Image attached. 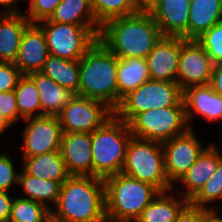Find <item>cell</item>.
Returning a JSON list of instances; mask_svg holds the SVG:
<instances>
[{
    "label": "cell",
    "mask_w": 222,
    "mask_h": 222,
    "mask_svg": "<svg viewBox=\"0 0 222 222\" xmlns=\"http://www.w3.org/2000/svg\"><path fill=\"white\" fill-rule=\"evenodd\" d=\"M162 37L152 14L142 9L107 21L98 39L118 58H146Z\"/></svg>",
    "instance_id": "obj_1"
},
{
    "label": "cell",
    "mask_w": 222,
    "mask_h": 222,
    "mask_svg": "<svg viewBox=\"0 0 222 222\" xmlns=\"http://www.w3.org/2000/svg\"><path fill=\"white\" fill-rule=\"evenodd\" d=\"M54 207L51 220L55 222H107L104 179L70 175Z\"/></svg>",
    "instance_id": "obj_2"
},
{
    "label": "cell",
    "mask_w": 222,
    "mask_h": 222,
    "mask_svg": "<svg viewBox=\"0 0 222 222\" xmlns=\"http://www.w3.org/2000/svg\"><path fill=\"white\" fill-rule=\"evenodd\" d=\"M79 70V96L102 101L114 111L118 107V57L97 39L79 59Z\"/></svg>",
    "instance_id": "obj_3"
},
{
    "label": "cell",
    "mask_w": 222,
    "mask_h": 222,
    "mask_svg": "<svg viewBox=\"0 0 222 222\" xmlns=\"http://www.w3.org/2000/svg\"><path fill=\"white\" fill-rule=\"evenodd\" d=\"M107 222H135L160 193L154 186L118 173L104 179Z\"/></svg>",
    "instance_id": "obj_4"
},
{
    "label": "cell",
    "mask_w": 222,
    "mask_h": 222,
    "mask_svg": "<svg viewBox=\"0 0 222 222\" xmlns=\"http://www.w3.org/2000/svg\"><path fill=\"white\" fill-rule=\"evenodd\" d=\"M132 136L129 124L115 115L91 133L93 176L105 179L121 172Z\"/></svg>",
    "instance_id": "obj_5"
},
{
    "label": "cell",
    "mask_w": 222,
    "mask_h": 222,
    "mask_svg": "<svg viewBox=\"0 0 222 222\" xmlns=\"http://www.w3.org/2000/svg\"><path fill=\"white\" fill-rule=\"evenodd\" d=\"M121 173L154 186L159 192L172 190L165 173L161 143L131 137Z\"/></svg>",
    "instance_id": "obj_6"
},
{
    "label": "cell",
    "mask_w": 222,
    "mask_h": 222,
    "mask_svg": "<svg viewBox=\"0 0 222 222\" xmlns=\"http://www.w3.org/2000/svg\"><path fill=\"white\" fill-rule=\"evenodd\" d=\"M183 98L177 82L148 80L121 99L114 115L130 123L138 114L176 105Z\"/></svg>",
    "instance_id": "obj_7"
},
{
    "label": "cell",
    "mask_w": 222,
    "mask_h": 222,
    "mask_svg": "<svg viewBox=\"0 0 222 222\" xmlns=\"http://www.w3.org/2000/svg\"><path fill=\"white\" fill-rule=\"evenodd\" d=\"M129 127L133 137L158 143L186 132L187 123L183 98L174 106L147 110L138 114Z\"/></svg>",
    "instance_id": "obj_8"
},
{
    "label": "cell",
    "mask_w": 222,
    "mask_h": 222,
    "mask_svg": "<svg viewBox=\"0 0 222 222\" xmlns=\"http://www.w3.org/2000/svg\"><path fill=\"white\" fill-rule=\"evenodd\" d=\"M43 30L49 54L69 60H79L98 39L101 28L51 22L37 23Z\"/></svg>",
    "instance_id": "obj_9"
},
{
    "label": "cell",
    "mask_w": 222,
    "mask_h": 222,
    "mask_svg": "<svg viewBox=\"0 0 222 222\" xmlns=\"http://www.w3.org/2000/svg\"><path fill=\"white\" fill-rule=\"evenodd\" d=\"M113 115L104 102L75 95L57 118L63 133H92Z\"/></svg>",
    "instance_id": "obj_10"
},
{
    "label": "cell",
    "mask_w": 222,
    "mask_h": 222,
    "mask_svg": "<svg viewBox=\"0 0 222 222\" xmlns=\"http://www.w3.org/2000/svg\"><path fill=\"white\" fill-rule=\"evenodd\" d=\"M197 137L194 129L189 128L183 134L161 143L165 173L172 186L179 182L208 146L203 147V143Z\"/></svg>",
    "instance_id": "obj_11"
},
{
    "label": "cell",
    "mask_w": 222,
    "mask_h": 222,
    "mask_svg": "<svg viewBox=\"0 0 222 222\" xmlns=\"http://www.w3.org/2000/svg\"><path fill=\"white\" fill-rule=\"evenodd\" d=\"M26 126L22 133V156H37L60 151L62 127L57 116H37L23 120Z\"/></svg>",
    "instance_id": "obj_12"
},
{
    "label": "cell",
    "mask_w": 222,
    "mask_h": 222,
    "mask_svg": "<svg viewBox=\"0 0 222 222\" xmlns=\"http://www.w3.org/2000/svg\"><path fill=\"white\" fill-rule=\"evenodd\" d=\"M213 62L197 40L180 37V57L177 83L181 90L198 85L210 84Z\"/></svg>",
    "instance_id": "obj_13"
},
{
    "label": "cell",
    "mask_w": 222,
    "mask_h": 222,
    "mask_svg": "<svg viewBox=\"0 0 222 222\" xmlns=\"http://www.w3.org/2000/svg\"><path fill=\"white\" fill-rule=\"evenodd\" d=\"M190 0H156L147 10L163 36L188 40Z\"/></svg>",
    "instance_id": "obj_14"
},
{
    "label": "cell",
    "mask_w": 222,
    "mask_h": 222,
    "mask_svg": "<svg viewBox=\"0 0 222 222\" xmlns=\"http://www.w3.org/2000/svg\"><path fill=\"white\" fill-rule=\"evenodd\" d=\"M180 37L163 36L146 57L151 80L177 82Z\"/></svg>",
    "instance_id": "obj_15"
},
{
    "label": "cell",
    "mask_w": 222,
    "mask_h": 222,
    "mask_svg": "<svg viewBox=\"0 0 222 222\" xmlns=\"http://www.w3.org/2000/svg\"><path fill=\"white\" fill-rule=\"evenodd\" d=\"M60 153L70 175L93 176L91 133H63Z\"/></svg>",
    "instance_id": "obj_16"
},
{
    "label": "cell",
    "mask_w": 222,
    "mask_h": 222,
    "mask_svg": "<svg viewBox=\"0 0 222 222\" xmlns=\"http://www.w3.org/2000/svg\"><path fill=\"white\" fill-rule=\"evenodd\" d=\"M49 56L45 34L37 23H30L23 32L16 67L22 75L40 72Z\"/></svg>",
    "instance_id": "obj_17"
},
{
    "label": "cell",
    "mask_w": 222,
    "mask_h": 222,
    "mask_svg": "<svg viewBox=\"0 0 222 222\" xmlns=\"http://www.w3.org/2000/svg\"><path fill=\"white\" fill-rule=\"evenodd\" d=\"M183 102L187 123L190 125L197 114L206 121L216 122L222 119V96L217 94L210 84L191 86L183 90Z\"/></svg>",
    "instance_id": "obj_18"
},
{
    "label": "cell",
    "mask_w": 222,
    "mask_h": 222,
    "mask_svg": "<svg viewBox=\"0 0 222 222\" xmlns=\"http://www.w3.org/2000/svg\"><path fill=\"white\" fill-rule=\"evenodd\" d=\"M217 145L209 143L198 156L195 163L188 169L187 173L178 183L184 187V191L177 192L190 201L202 188V186L213 176L219 165V149Z\"/></svg>",
    "instance_id": "obj_19"
},
{
    "label": "cell",
    "mask_w": 222,
    "mask_h": 222,
    "mask_svg": "<svg viewBox=\"0 0 222 222\" xmlns=\"http://www.w3.org/2000/svg\"><path fill=\"white\" fill-rule=\"evenodd\" d=\"M30 23L24 13L0 14V62H16L23 32Z\"/></svg>",
    "instance_id": "obj_20"
},
{
    "label": "cell",
    "mask_w": 222,
    "mask_h": 222,
    "mask_svg": "<svg viewBox=\"0 0 222 222\" xmlns=\"http://www.w3.org/2000/svg\"><path fill=\"white\" fill-rule=\"evenodd\" d=\"M27 76L35 83L40 93L43 115L57 116L75 96L70 90L63 88L41 72H34Z\"/></svg>",
    "instance_id": "obj_21"
},
{
    "label": "cell",
    "mask_w": 222,
    "mask_h": 222,
    "mask_svg": "<svg viewBox=\"0 0 222 222\" xmlns=\"http://www.w3.org/2000/svg\"><path fill=\"white\" fill-rule=\"evenodd\" d=\"M222 21V0H190L188 40H197Z\"/></svg>",
    "instance_id": "obj_22"
},
{
    "label": "cell",
    "mask_w": 222,
    "mask_h": 222,
    "mask_svg": "<svg viewBox=\"0 0 222 222\" xmlns=\"http://www.w3.org/2000/svg\"><path fill=\"white\" fill-rule=\"evenodd\" d=\"M23 170L43 180L58 181L63 184L70 176L60 151H52L37 156H22Z\"/></svg>",
    "instance_id": "obj_23"
},
{
    "label": "cell",
    "mask_w": 222,
    "mask_h": 222,
    "mask_svg": "<svg viewBox=\"0 0 222 222\" xmlns=\"http://www.w3.org/2000/svg\"><path fill=\"white\" fill-rule=\"evenodd\" d=\"M172 193L173 190L158 193L135 222H174L189 201Z\"/></svg>",
    "instance_id": "obj_24"
},
{
    "label": "cell",
    "mask_w": 222,
    "mask_h": 222,
    "mask_svg": "<svg viewBox=\"0 0 222 222\" xmlns=\"http://www.w3.org/2000/svg\"><path fill=\"white\" fill-rule=\"evenodd\" d=\"M118 106L121 99L150 80L146 58H118Z\"/></svg>",
    "instance_id": "obj_25"
},
{
    "label": "cell",
    "mask_w": 222,
    "mask_h": 222,
    "mask_svg": "<svg viewBox=\"0 0 222 222\" xmlns=\"http://www.w3.org/2000/svg\"><path fill=\"white\" fill-rule=\"evenodd\" d=\"M48 20L85 28H101L93 13L91 0H62Z\"/></svg>",
    "instance_id": "obj_26"
},
{
    "label": "cell",
    "mask_w": 222,
    "mask_h": 222,
    "mask_svg": "<svg viewBox=\"0 0 222 222\" xmlns=\"http://www.w3.org/2000/svg\"><path fill=\"white\" fill-rule=\"evenodd\" d=\"M40 72L79 96V60H69L49 54Z\"/></svg>",
    "instance_id": "obj_27"
},
{
    "label": "cell",
    "mask_w": 222,
    "mask_h": 222,
    "mask_svg": "<svg viewBox=\"0 0 222 222\" xmlns=\"http://www.w3.org/2000/svg\"><path fill=\"white\" fill-rule=\"evenodd\" d=\"M18 185L23 189L26 196H20L23 198L31 199L35 202H39L50 210V203L53 206L57 204L58 197L61 191L62 184L58 181L50 179L43 180L35 176L27 174L24 170H21L19 174ZM49 204H48V203Z\"/></svg>",
    "instance_id": "obj_28"
},
{
    "label": "cell",
    "mask_w": 222,
    "mask_h": 222,
    "mask_svg": "<svg viewBox=\"0 0 222 222\" xmlns=\"http://www.w3.org/2000/svg\"><path fill=\"white\" fill-rule=\"evenodd\" d=\"M16 95L19 115L23 118L43 116L41 111L40 93L35 83L27 76L23 75L14 90Z\"/></svg>",
    "instance_id": "obj_29"
},
{
    "label": "cell",
    "mask_w": 222,
    "mask_h": 222,
    "mask_svg": "<svg viewBox=\"0 0 222 222\" xmlns=\"http://www.w3.org/2000/svg\"><path fill=\"white\" fill-rule=\"evenodd\" d=\"M91 4L100 26L111 19L133 15L142 10L135 0H91Z\"/></svg>",
    "instance_id": "obj_30"
},
{
    "label": "cell",
    "mask_w": 222,
    "mask_h": 222,
    "mask_svg": "<svg viewBox=\"0 0 222 222\" xmlns=\"http://www.w3.org/2000/svg\"><path fill=\"white\" fill-rule=\"evenodd\" d=\"M51 210L45 205L31 199L14 196L10 222H49Z\"/></svg>",
    "instance_id": "obj_31"
},
{
    "label": "cell",
    "mask_w": 222,
    "mask_h": 222,
    "mask_svg": "<svg viewBox=\"0 0 222 222\" xmlns=\"http://www.w3.org/2000/svg\"><path fill=\"white\" fill-rule=\"evenodd\" d=\"M222 200V154L219 151V165L212 177L202 186L200 191L189 201L195 207L215 210L210 203ZM211 207V208H210Z\"/></svg>",
    "instance_id": "obj_32"
},
{
    "label": "cell",
    "mask_w": 222,
    "mask_h": 222,
    "mask_svg": "<svg viewBox=\"0 0 222 222\" xmlns=\"http://www.w3.org/2000/svg\"><path fill=\"white\" fill-rule=\"evenodd\" d=\"M197 41L206 50L214 65L222 63V21L207 30Z\"/></svg>",
    "instance_id": "obj_33"
},
{
    "label": "cell",
    "mask_w": 222,
    "mask_h": 222,
    "mask_svg": "<svg viewBox=\"0 0 222 222\" xmlns=\"http://www.w3.org/2000/svg\"><path fill=\"white\" fill-rule=\"evenodd\" d=\"M62 0H33L24 14L31 23H39L51 17Z\"/></svg>",
    "instance_id": "obj_34"
},
{
    "label": "cell",
    "mask_w": 222,
    "mask_h": 222,
    "mask_svg": "<svg viewBox=\"0 0 222 222\" xmlns=\"http://www.w3.org/2000/svg\"><path fill=\"white\" fill-rule=\"evenodd\" d=\"M9 154L0 153V191L9 192L14 184H18L20 172H16L15 165Z\"/></svg>",
    "instance_id": "obj_35"
},
{
    "label": "cell",
    "mask_w": 222,
    "mask_h": 222,
    "mask_svg": "<svg viewBox=\"0 0 222 222\" xmlns=\"http://www.w3.org/2000/svg\"><path fill=\"white\" fill-rule=\"evenodd\" d=\"M22 76L15 63L0 62V92L14 91Z\"/></svg>",
    "instance_id": "obj_36"
},
{
    "label": "cell",
    "mask_w": 222,
    "mask_h": 222,
    "mask_svg": "<svg viewBox=\"0 0 222 222\" xmlns=\"http://www.w3.org/2000/svg\"><path fill=\"white\" fill-rule=\"evenodd\" d=\"M0 113L8 119L13 125L19 120H24L19 115L17 107L16 95L14 91L0 92Z\"/></svg>",
    "instance_id": "obj_37"
},
{
    "label": "cell",
    "mask_w": 222,
    "mask_h": 222,
    "mask_svg": "<svg viewBox=\"0 0 222 222\" xmlns=\"http://www.w3.org/2000/svg\"><path fill=\"white\" fill-rule=\"evenodd\" d=\"M205 208L188 204L177 216L174 222H204Z\"/></svg>",
    "instance_id": "obj_38"
},
{
    "label": "cell",
    "mask_w": 222,
    "mask_h": 222,
    "mask_svg": "<svg viewBox=\"0 0 222 222\" xmlns=\"http://www.w3.org/2000/svg\"><path fill=\"white\" fill-rule=\"evenodd\" d=\"M10 192L0 191V222L9 221L14 197ZM12 196V197H11Z\"/></svg>",
    "instance_id": "obj_39"
},
{
    "label": "cell",
    "mask_w": 222,
    "mask_h": 222,
    "mask_svg": "<svg viewBox=\"0 0 222 222\" xmlns=\"http://www.w3.org/2000/svg\"><path fill=\"white\" fill-rule=\"evenodd\" d=\"M210 85L217 94L222 96V63L213 66Z\"/></svg>",
    "instance_id": "obj_40"
},
{
    "label": "cell",
    "mask_w": 222,
    "mask_h": 222,
    "mask_svg": "<svg viewBox=\"0 0 222 222\" xmlns=\"http://www.w3.org/2000/svg\"><path fill=\"white\" fill-rule=\"evenodd\" d=\"M17 1L19 2V0H0V5L4 8V10H2L0 12V14H21L24 12H21L20 10H18V8L16 7V3Z\"/></svg>",
    "instance_id": "obj_41"
},
{
    "label": "cell",
    "mask_w": 222,
    "mask_h": 222,
    "mask_svg": "<svg viewBox=\"0 0 222 222\" xmlns=\"http://www.w3.org/2000/svg\"><path fill=\"white\" fill-rule=\"evenodd\" d=\"M204 222H222V216L218 215V211L205 209Z\"/></svg>",
    "instance_id": "obj_42"
},
{
    "label": "cell",
    "mask_w": 222,
    "mask_h": 222,
    "mask_svg": "<svg viewBox=\"0 0 222 222\" xmlns=\"http://www.w3.org/2000/svg\"><path fill=\"white\" fill-rule=\"evenodd\" d=\"M13 124L0 113V135L8 130Z\"/></svg>",
    "instance_id": "obj_43"
},
{
    "label": "cell",
    "mask_w": 222,
    "mask_h": 222,
    "mask_svg": "<svg viewBox=\"0 0 222 222\" xmlns=\"http://www.w3.org/2000/svg\"><path fill=\"white\" fill-rule=\"evenodd\" d=\"M135 1L141 9L147 10L156 0H135Z\"/></svg>",
    "instance_id": "obj_44"
},
{
    "label": "cell",
    "mask_w": 222,
    "mask_h": 222,
    "mask_svg": "<svg viewBox=\"0 0 222 222\" xmlns=\"http://www.w3.org/2000/svg\"><path fill=\"white\" fill-rule=\"evenodd\" d=\"M33 3V0H29V6Z\"/></svg>",
    "instance_id": "obj_45"
}]
</instances>
